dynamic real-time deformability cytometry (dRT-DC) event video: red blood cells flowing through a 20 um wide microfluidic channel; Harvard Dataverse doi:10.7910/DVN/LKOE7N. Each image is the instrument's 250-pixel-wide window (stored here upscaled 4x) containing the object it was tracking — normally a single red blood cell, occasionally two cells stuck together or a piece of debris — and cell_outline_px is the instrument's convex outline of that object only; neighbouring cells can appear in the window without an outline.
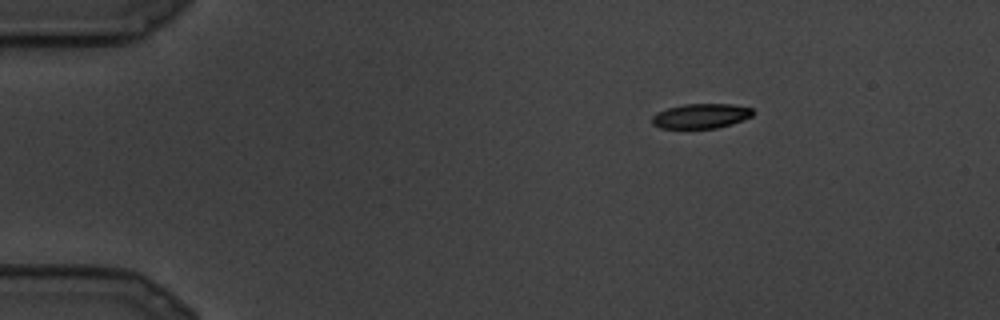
{"species": "common noctule bat (a hibernating species)", "species_latin": "Nyctalus noctula", "temperature_condition": "cold", "stored_images_in_passage": 7, "camera_frame_rate_fps": 3000, "um_per_image_px": 0.085, "animal": {"sex": "male", "body_mass_g": 19.5, "forearm_length_mm": 54.6}, "frame": {"image": 1, "passage_image": 1, "time_ms": 0.0, "image_size_px": [1000, 320], "cell_outline_px": [[756, 112], [752, 116], [732, 124], [716, 128], [660, 128], [652, 124], [652, 116], [656, 112], [668, 108], [684, 104], [732, 104], [752, 108]], "centroid_in_image_um": [59.59, 9.86], "position_along_channel_um": 25.4, "area_um2": 14.62}}